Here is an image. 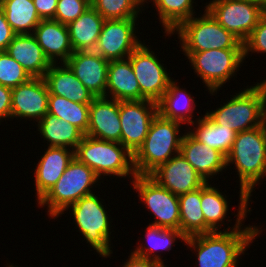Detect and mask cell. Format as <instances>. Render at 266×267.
I'll return each instance as SVG.
<instances>
[{
    "label": "cell",
    "mask_w": 266,
    "mask_h": 267,
    "mask_svg": "<svg viewBox=\"0 0 266 267\" xmlns=\"http://www.w3.org/2000/svg\"><path fill=\"white\" fill-rule=\"evenodd\" d=\"M262 231L258 225L249 224L229 232L189 236L185 245L196 254L195 264L198 267H237L241 255H245L247 248Z\"/></svg>",
    "instance_id": "obj_1"
},
{
    "label": "cell",
    "mask_w": 266,
    "mask_h": 267,
    "mask_svg": "<svg viewBox=\"0 0 266 267\" xmlns=\"http://www.w3.org/2000/svg\"><path fill=\"white\" fill-rule=\"evenodd\" d=\"M232 164L237 170L239 193L251 198L254 188L266 178V136L262 126L236 134L226 155V169Z\"/></svg>",
    "instance_id": "obj_2"
},
{
    "label": "cell",
    "mask_w": 266,
    "mask_h": 267,
    "mask_svg": "<svg viewBox=\"0 0 266 267\" xmlns=\"http://www.w3.org/2000/svg\"><path fill=\"white\" fill-rule=\"evenodd\" d=\"M181 125V122L163 118L159 113L156 115L142 146L133 155L136 175H150L161 164L180 153L185 135L180 130Z\"/></svg>",
    "instance_id": "obj_3"
},
{
    "label": "cell",
    "mask_w": 266,
    "mask_h": 267,
    "mask_svg": "<svg viewBox=\"0 0 266 267\" xmlns=\"http://www.w3.org/2000/svg\"><path fill=\"white\" fill-rule=\"evenodd\" d=\"M74 157L91 168L101 180L113 175L116 179L127 177L131 182L136 176L133 155L118 142L85 135L77 145Z\"/></svg>",
    "instance_id": "obj_4"
},
{
    "label": "cell",
    "mask_w": 266,
    "mask_h": 267,
    "mask_svg": "<svg viewBox=\"0 0 266 267\" xmlns=\"http://www.w3.org/2000/svg\"><path fill=\"white\" fill-rule=\"evenodd\" d=\"M100 180L91 168L74 157L55 185L36 204L40 208L45 207L50 219L56 220L70 205L83 196L95 193L93 187L98 185L99 188Z\"/></svg>",
    "instance_id": "obj_5"
},
{
    "label": "cell",
    "mask_w": 266,
    "mask_h": 267,
    "mask_svg": "<svg viewBox=\"0 0 266 267\" xmlns=\"http://www.w3.org/2000/svg\"><path fill=\"white\" fill-rule=\"evenodd\" d=\"M260 82V83H259ZM243 87L236 95L217 109L205 114L217 125L232 129L236 133L262 126L265 115V96L262 81Z\"/></svg>",
    "instance_id": "obj_6"
},
{
    "label": "cell",
    "mask_w": 266,
    "mask_h": 267,
    "mask_svg": "<svg viewBox=\"0 0 266 267\" xmlns=\"http://www.w3.org/2000/svg\"><path fill=\"white\" fill-rule=\"evenodd\" d=\"M92 193L83 196L79 201L70 205L65 211L69 209L70 216L78 228L81 236H83L86 243L93 248L99 257L109 258L114 250H111V227H113L111 217L107 213L105 202L102 198ZM105 206H104V205ZM111 219V221H110Z\"/></svg>",
    "instance_id": "obj_7"
},
{
    "label": "cell",
    "mask_w": 266,
    "mask_h": 267,
    "mask_svg": "<svg viewBox=\"0 0 266 267\" xmlns=\"http://www.w3.org/2000/svg\"><path fill=\"white\" fill-rule=\"evenodd\" d=\"M203 10L200 17L195 14L196 17L183 21L172 33L165 36L170 38L177 34L182 52L244 48V43L220 25L205 8Z\"/></svg>",
    "instance_id": "obj_8"
},
{
    "label": "cell",
    "mask_w": 266,
    "mask_h": 267,
    "mask_svg": "<svg viewBox=\"0 0 266 267\" xmlns=\"http://www.w3.org/2000/svg\"><path fill=\"white\" fill-rule=\"evenodd\" d=\"M182 54L187 57L194 73L202 79L206 91L212 96L237 75L245 61L244 48L210 49Z\"/></svg>",
    "instance_id": "obj_9"
},
{
    "label": "cell",
    "mask_w": 266,
    "mask_h": 267,
    "mask_svg": "<svg viewBox=\"0 0 266 267\" xmlns=\"http://www.w3.org/2000/svg\"><path fill=\"white\" fill-rule=\"evenodd\" d=\"M138 193L140 203L150 211V225L180 230L179 197L161 186L150 175H136L130 182ZM146 205V206H145Z\"/></svg>",
    "instance_id": "obj_10"
},
{
    "label": "cell",
    "mask_w": 266,
    "mask_h": 267,
    "mask_svg": "<svg viewBox=\"0 0 266 267\" xmlns=\"http://www.w3.org/2000/svg\"><path fill=\"white\" fill-rule=\"evenodd\" d=\"M203 8L242 43L266 12L261 4L250 0H210Z\"/></svg>",
    "instance_id": "obj_11"
},
{
    "label": "cell",
    "mask_w": 266,
    "mask_h": 267,
    "mask_svg": "<svg viewBox=\"0 0 266 267\" xmlns=\"http://www.w3.org/2000/svg\"><path fill=\"white\" fill-rule=\"evenodd\" d=\"M149 46L143 40L128 59L139 82L140 100L146 99L158 103L173 79L157 54Z\"/></svg>",
    "instance_id": "obj_12"
},
{
    "label": "cell",
    "mask_w": 266,
    "mask_h": 267,
    "mask_svg": "<svg viewBox=\"0 0 266 267\" xmlns=\"http://www.w3.org/2000/svg\"><path fill=\"white\" fill-rule=\"evenodd\" d=\"M227 199V196L222 194V191L220 192L219 188L215 187V184L213 186L210 182H206L201 187V209L205 217L206 233L229 232L244 227L243 223L251 212V208L248 206L254 201H251V198L246 193H240L238 209H236L237 214L234 215L236 217L235 224L232 228L228 225L226 229L224 227L223 230H220L223 225L226 226L227 222L232 221L228 216L230 203Z\"/></svg>",
    "instance_id": "obj_13"
},
{
    "label": "cell",
    "mask_w": 266,
    "mask_h": 267,
    "mask_svg": "<svg viewBox=\"0 0 266 267\" xmlns=\"http://www.w3.org/2000/svg\"><path fill=\"white\" fill-rule=\"evenodd\" d=\"M138 19L105 20L94 52L109 61L127 59L142 43L138 38L139 36L136 35L139 32L137 29Z\"/></svg>",
    "instance_id": "obj_14"
},
{
    "label": "cell",
    "mask_w": 266,
    "mask_h": 267,
    "mask_svg": "<svg viewBox=\"0 0 266 267\" xmlns=\"http://www.w3.org/2000/svg\"><path fill=\"white\" fill-rule=\"evenodd\" d=\"M157 114L158 104L151 100L120 101L121 144L132 155L142 146Z\"/></svg>",
    "instance_id": "obj_15"
},
{
    "label": "cell",
    "mask_w": 266,
    "mask_h": 267,
    "mask_svg": "<svg viewBox=\"0 0 266 267\" xmlns=\"http://www.w3.org/2000/svg\"><path fill=\"white\" fill-rule=\"evenodd\" d=\"M49 92L45 80L32 77L12 88L11 119H27L37 124L47 113Z\"/></svg>",
    "instance_id": "obj_16"
},
{
    "label": "cell",
    "mask_w": 266,
    "mask_h": 267,
    "mask_svg": "<svg viewBox=\"0 0 266 267\" xmlns=\"http://www.w3.org/2000/svg\"><path fill=\"white\" fill-rule=\"evenodd\" d=\"M150 176L177 196L196 190L206 183L180 153L161 164Z\"/></svg>",
    "instance_id": "obj_17"
},
{
    "label": "cell",
    "mask_w": 266,
    "mask_h": 267,
    "mask_svg": "<svg viewBox=\"0 0 266 267\" xmlns=\"http://www.w3.org/2000/svg\"><path fill=\"white\" fill-rule=\"evenodd\" d=\"M65 64L95 96H105L109 60L94 51H76Z\"/></svg>",
    "instance_id": "obj_18"
},
{
    "label": "cell",
    "mask_w": 266,
    "mask_h": 267,
    "mask_svg": "<svg viewBox=\"0 0 266 267\" xmlns=\"http://www.w3.org/2000/svg\"><path fill=\"white\" fill-rule=\"evenodd\" d=\"M120 101L99 96L89 105L90 137L121 143V121L119 117Z\"/></svg>",
    "instance_id": "obj_19"
},
{
    "label": "cell",
    "mask_w": 266,
    "mask_h": 267,
    "mask_svg": "<svg viewBox=\"0 0 266 267\" xmlns=\"http://www.w3.org/2000/svg\"><path fill=\"white\" fill-rule=\"evenodd\" d=\"M187 130L182 138L180 154L205 182L226 170V157L218 150L200 143Z\"/></svg>",
    "instance_id": "obj_20"
},
{
    "label": "cell",
    "mask_w": 266,
    "mask_h": 267,
    "mask_svg": "<svg viewBox=\"0 0 266 267\" xmlns=\"http://www.w3.org/2000/svg\"><path fill=\"white\" fill-rule=\"evenodd\" d=\"M74 158V150L66 147H47L34 169L37 203L55 185Z\"/></svg>",
    "instance_id": "obj_21"
},
{
    "label": "cell",
    "mask_w": 266,
    "mask_h": 267,
    "mask_svg": "<svg viewBox=\"0 0 266 267\" xmlns=\"http://www.w3.org/2000/svg\"><path fill=\"white\" fill-rule=\"evenodd\" d=\"M32 34L51 64H58V60L59 64L65 63L74 53L66 24L53 19L41 20Z\"/></svg>",
    "instance_id": "obj_22"
},
{
    "label": "cell",
    "mask_w": 266,
    "mask_h": 267,
    "mask_svg": "<svg viewBox=\"0 0 266 267\" xmlns=\"http://www.w3.org/2000/svg\"><path fill=\"white\" fill-rule=\"evenodd\" d=\"M43 79L49 95L65 97L83 104H91L95 98L65 63L51 64Z\"/></svg>",
    "instance_id": "obj_23"
},
{
    "label": "cell",
    "mask_w": 266,
    "mask_h": 267,
    "mask_svg": "<svg viewBox=\"0 0 266 267\" xmlns=\"http://www.w3.org/2000/svg\"><path fill=\"white\" fill-rule=\"evenodd\" d=\"M5 51L31 77L43 78L51 65L33 34H16Z\"/></svg>",
    "instance_id": "obj_24"
},
{
    "label": "cell",
    "mask_w": 266,
    "mask_h": 267,
    "mask_svg": "<svg viewBox=\"0 0 266 267\" xmlns=\"http://www.w3.org/2000/svg\"><path fill=\"white\" fill-rule=\"evenodd\" d=\"M186 90L180 87L177 80L173 78L167 91L157 104L158 113L163 118L181 122L183 125L187 124L189 127V125L200 119V115L194 120L197 103L194 100V96H191Z\"/></svg>",
    "instance_id": "obj_25"
},
{
    "label": "cell",
    "mask_w": 266,
    "mask_h": 267,
    "mask_svg": "<svg viewBox=\"0 0 266 267\" xmlns=\"http://www.w3.org/2000/svg\"><path fill=\"white\" fill-rule=\"evenodd\" d=\"M105 97L117 101L140 100L139 82L128 58L109 61Z\"/></svg>",
    "instance_id": "obj_26"
},
{
    "label": "cell",
    "mask_w": 266,
    "mask_h": 267,
    "mask_svg": "<svg viewBox=\"0 0 266 267\" xmlns=\"http://www.w3.org/2000/svg\"><path fill=\"white\" fill-rule=\"evenodd\" d=\"M105 19L90 6L76 20L70 22V43L74 52L94 51Z\"/></svg>",
    "instance_id": "obj_27"
},
{
    "label": "cell",
    "mask_w": 266,
    "mask_h": 267,
    "mask_svg": "<svg viewBox=\"0 0 266 267\" xmlns=\"http://www.w3.org/2000/svg\"><path fill=\"white\" fill-rule=\"evenodd\" d=\"M145 233L144 237L146 240L143 239L145 242L137 244L138 246L135 247V250L132 252L138 256L157 261L163 266L167 265L164 264L161 253L163 251H165V253L166 251H171L172 247L176 245L175 242L177 240L185 243L187 239L181 230L162 228L150 224L146 226Z\"/></svg>",
    "instance_id": "obj_28"
},
{
    "label": "cell",
    "mask_w": 266,
    "mask_h": 267,
    "mask_svg": "<svg viewBox=\"0 0 266 267\" xmlns=\"http://www.w3.org/2000/svg\"><path fill=\"white\" fill-rule=\"evenodd\" d=\"M36 126L38 134L42 136L41 139L43 138L44 142L47 141L48 147H66L75 151L85 136L76 126L49 113Z\"/></svg>",
    "instance_id": "obj_29"
},
{
    "label": "cell",
    "mask_w": 266,
    "mask_h": 267,
    "mask_svg": "<svg viewBox=\"0 0 266 267\" xmlns=\"http://www.w3.org/2000/svg\"><path fill=\"white\" fill-rule=\"evenodd\" d=\"M203 115L191 124L193 129L188 127L187 131L200 143L220 151L226 157L237 133L230 128L215 124L206 114Z\"/></svg>",
    "instance_id": "obj_30"
},
{
    "label": "cell",
    "mask_w": 266,
    "mask_h": 267,
    "mask_svg": "<svg viewBox=\"0 0 266 267\" xmlns=\"http://www.w3.org/2000/svg\"><path fill=\"white\" fill-rule=\"evenodd\" d=\"M0 8L15 34H32L42 20L33 0H0Z\"/></svg>",
    "instance_id": "obj_31"
},
{
    "label": "cell",
    "mask_w": 266,
    "mask_h": 267,
    "mask_svg": "<svg viewBox=\"0 0 266 267\" xmlns=\"http://www.w3.org/2000/svg\"><path fill=\"white\" fill-rule=\"evenodd\" d=\"M178 197L181 232L186 237L205 234L206 222L201 209V187Z\"/></svg>",
    "instance_id": "obj_32"
},
{
    "label": "cell",
    "mask_w": 266,
    "mask_h": 267,
    "mask_svg": "<svg viewBox=\"0 0 266 267\" xmlns=\"http://www.w3.org/2000/svg\"><path fill=\"white\" fill-rule=\"evenodd\" d=\"M195 0H151L158 12L159 24L163 26L165 34L172 33L183 21L190 19L194 14ZM194 3V4H193Z\"/></svg>",
    "instance_id": "obj_33"
},
{
    "label": "cell",
    "mask_w": 266,
    "mask_h": 267,
    "mask_svg": "<svg viewBox=\"0 0 266 267\" xmlns=\"http://www.w3.org/2000/svg\"><path fill=\"white\" fill-rule=\"evenodd\" d=\"M89 105L49 95L48 113L76 126L86 135L89 127Z\"/></svg>",
    "instance_id": "obj_34"
},
{
    "label": "cell",
    "mask_w": 266,
    "mask_h": 267,
    "mask_svg": "<svg viewBox=\"0 0 266 267\" xmlns=\"http://www.w3.org/2000/svg\"><path fill=\"white\" fill-rule=\"evenodd\" d=\"M91 6L105 20L139 18L146 9L138 0H91Z\"/></svg>",
    "instance_id": "obj_35"
},
{
    "label": "cell",
    "mask_w": 266,
    "mask_h": 267,
    "mask_svg": "<svg viewBox=\"0 0 266 267\" xmlns=\"http://www.w3.org/2000/svg\"><path fill=\"white\" fill-rule=\"evenodd\" d=\"M32 78L6 51H0V84L17 87Z\"/></svg>",
    "instance_id": "obj_36"
},
{
    "label": "cell",
    "mask_w": 266,
    "mask_h": 267,
    "mask_svg": "<svg viewBox=\"0 0 266 267\" xmlns=\"http://www.w3.org/2000/svg\"><path fill=\"white\" fill-rule=\"evenodd\" d=\"M91 6V0H58L54 20L68 25Z\"/></svg>",
    "instance_id": "obj_37"
},
{
    "label": "cell",
    "mask_w": 266,
    "mask_h": 267,
    "mask_svg": "<svg viewBox=\"0 0 266 267\" xmlns=\"http://www.w3.org/2000/svg\"><path fill=\"white\" fill-rule=\"evenodd\" d=\"M252 53L266 54V12L262 15L248 39L244 42V60L250 54L252 56Z\"/></svg>",
    "instance_id": "obj_38"
},
{
    "label": "cell",
    "mask_w": 266,
    "mask_h": 267,
    "mask_svg": "<svg viewBox=\"0 0 266 267\" xmlns=\"http://www.w3.org/2000/svg\"><path fill=\"white\" fill-rule=\"evenodd\" d=\"M12 89L0 84V124L11 121Z\"/></svg>",
    "instance_id": "obj_39"
},
{
    "label": "cell",
    "mask_w": 266,
    "mask_h": 267,
    "mask_svg": "<svg viewBox=\"0 0 266 267\" xmlns=\"http://www.w3.org/2000/svg\"><path fill=\"white\" fill-rule=\"evenodd\" d=\"M33 2L42 20H54L58 0H33Z\"/></svg>",
    "instance_id": "obj_40"
},
{
    "label": "cell",
    "mask_w": 266,
    "mask_h": 267,
    "mask_svg": "<svg viewBox=\"0 0 266 267\" xmlns=\"http://www.w3.org/2000/svg\"><path fill=\"white\" fill-rule=\"evenodd\" d=\"M15 35L3 10L0 8V51L6 50Z\"/></svg>",
    "instance_id": "obj_41"
},
{
    "label": "cell",
    "mask_w": 266,
    "mask_h": 267,
    "mask_svg": "<svg viewBox=\"0 0 266 267\" xmlns=\"http://www.w3.org/2000/svg\"><path fill=\"white\" fill-rule=\"evenodd\" d=\"M120 267H164V266L157 261L138 256L131 251L127 260L124 262L123 266L121 265Z\"/></svg>",
    "instance_id": "obj_42"
},
{
    "label": "cell",
    "mask_w": 266,
    "mask_h": 267,
    "mask_svg": "<svg viewBox=\"0 0 266 267\" xmlns=\"http://www.w3.org/2000/svg\"><path fill=\"white\" fill-rule=\"evenodd\" d=\"M262 87L264 90V96H265V114H266V79L262 81Z\"/></svg>",
    "instance_id": "obj_43"
},
{
    "label": "cell",
    "mask_w": 266,
    "mask_h": 267,
    "mask_svg": "<svg viewBox=\"0 0 266 267\" xmlns=\"http://www.w3.org/2000/svg\"><path fill=\"white\" fill-rule=\"evenodd\" d=\"M250 1L257 2V3L261 4L264 8H266V0H250Z\"/></svg>",
    "instance_id": "obj_44"
},
{
    "label": "cell",
    "mask_w": 266,
    "mask_h": 267,
    "mask_svg": "<svg viewBox=\"0 0 266 267\" xmlns=\"http://www.w3.org/2000/svg\"><path fill=\"white\" fill-rule=\"evenodd\" d=\"M262 127L263 130L265 132V136H266V114L264 115L263 121H262Z\"/></svg>",
    "instance_id": "obj_45"
},
{
    "label": "cell",
    "mask_w": 266,
    "mask_h": 267,
    "mask_svg": "<svg viewBox=\"0 0 266 267\" xmlns=\"http://www.w3.org/2000/svg\"><path fill=\"white\" fill-rule=\"evenodd\" d=\"M151 0H138V2L143 6L146 7L144 5H146L147 3L149 4ZM146 3V4H145Z\"/></svg>",
    "instance_id": "obj_46"
},
{
    "label": "cell",
    "mask_w": 266,
    "mask_h": 267,
    "mask_svg": "<svg viewBox=\"0 0 266 267\" xmlns=\"http://www.w3.org/2000/svg\"><path fill=\"white\" fill-rule=\"evenodd\" d=\"M8 264H9V263H7L6 267H19V266H16V265L14 266L13 263H11V264H9V265H8Z\"/></svg>",
    "instance_id": "obj_47"
}]
</instances>
